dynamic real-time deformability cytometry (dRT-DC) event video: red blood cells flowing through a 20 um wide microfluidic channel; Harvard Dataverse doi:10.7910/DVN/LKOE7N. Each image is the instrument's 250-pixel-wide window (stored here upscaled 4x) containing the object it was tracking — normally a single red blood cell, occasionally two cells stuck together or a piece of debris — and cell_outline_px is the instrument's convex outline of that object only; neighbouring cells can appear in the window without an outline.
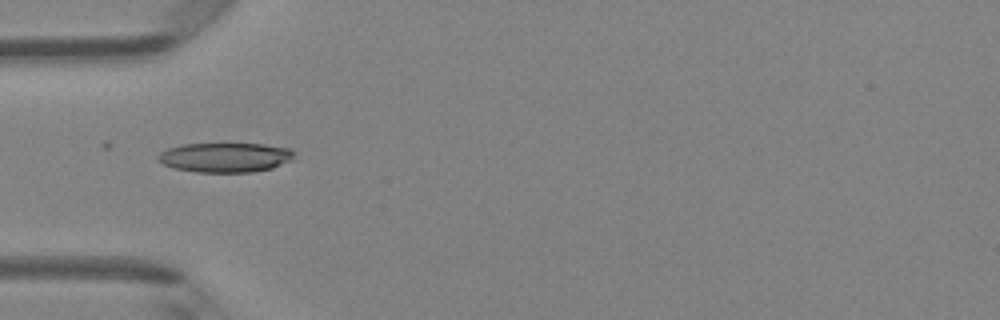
{"species": "Egyptian fruit bat (a non-hibernating species)", "species_latin": "Rousettus aegyptiacus", "temperature_condition": "room temperature", "stored_images_in_passage": 2, "camera_frame_rate_fps": 3000, "um_per_image_px": 0.085, "animal": {"sex": "female"}, "frame": {"image": 1, "passage_image": 1, "time_ms": 0.0, "image_size_px": [1000, 320], "cell_outline_px": [[296, 152], [292, 160], [272, 168], [252, 172], [196, 172], [172, 168], [156, 160], [156, 156], [160, 152], [168, 148], [184, 144], [264, 144], [292, 148]], "centroid_in_image_um": [19.15, 13.38], "position_along_channel_um": 65.8, "area_um2": 23.7}}
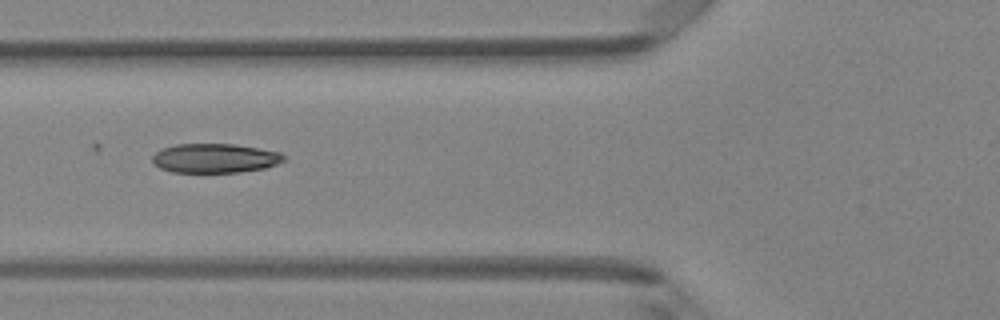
{"frame": {"image": 2, "passage_image": 2, "time_ms": 0.333, "image_size_px": [1000, 320], "cell_outline_px": [[284, 160], [276, 164], [264, 168], [240, 172], [172, 172], [160, 168], [152, 160], [152, 156], [156, 152], [164, 148], [176, 144], [236, 144], [280, 152], [284, 156]], "centroid_in_image_um": [18.26, 13.44], "position_along_channel_um": 107.5, "area_um2": 22.25}}